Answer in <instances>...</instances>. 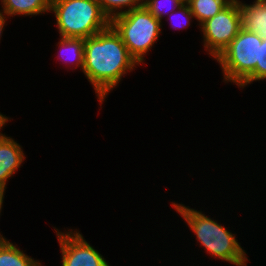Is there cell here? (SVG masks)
Instances as JSON below:
<instances>
[{
	"label": "cell",
	"instance_id": "cell-14",
	"mask_svg": "<svg viewBox=\"0 0 266 266\" xmlns=\"http://www.w3.org/2000/svg\"><path fill=\"white\" fill-rule=\"evenodd\" d=\"M97 1L99 2L103 12L109 17L110 20L117 15L128 12L134 8L143 5V0H97ZM126 7L128 9H126ZM122 8L124 11H122Z\"/></svg>",
	"mask_w": 266,
	"mask_h": 266
},
{
	"label": "cell",
	"instance_id": "cell-7",
	"mask_svg": "<svg viewBox=\"0 0 266 266\" xmlns=\"http://www.w3.org/2000/svg\"><path fill=\"white\" fill-rule=\"evenodd\" d=\"M62 252V266H110L77 231H56Z\"/></svg>",
	"mask_w": 266,
	"mask_h": 266
},
{
	"label": "cell",
	"instance_id": "cell-10",
	"mask_svg": "<svg viewBox=\"0 0 266 266\" xmlns=\"http://www.w3.org/2000/svg\"><path fill=\"white\" fill-rule=\"evenodd\" d=\"M1 4L8 16H32L49 12L51 0H1Z\"/></svg>",
	"mask_w": 266,
	"mask_h": 266
},
{
	"label": "cell",
	"instance_id": "cell-16",
	"mask_svg": "<svg viewBox=\"0 0 266 266\" xmlns=\"http://www.w3.org/2000/svg\"><path fill=\"white\" fill-rule=\"evenodd\" d=\"M264 79H266V39L262 38V43L259 45V62H257L255 70L238 87H246L253 81Z\"/></svg>",
	"mask_w": 266,
	"mask_h": 266
},
{
	"label": "cell",
	"instance_id": "cell-15",
	"mask_svg": "<svg viewBox=\"0 0 266 266\" xmlns=\"http://www.w3.org/2000/svg\"><path fill=\"white\" fill-rule=\"evenodd\" d=\"M165 3L170 5V8L166 9ZM183 4L184 2L182 0H143V6L160 21L162 20V17H164V14L169 15V13L175 11Z\"/></svg>",
	"mask_w": 266,
	"mask_h": 266
},
{
	"label": "cell",
	"instance_id": "cell-18",
	"mask_svg": "<svg viewBox=\"0 0 266 266\" xmlns=\"http://www.w3.org/2000/svg\"><path fill=\"white\" fill-rule=\"evenodd\" d=\"M3 11V12H2ZM0 10V37H1V33L3 32L2 30L4 29L5 26V22H6V17L4 16L7 15V13L4 10Z\"/></svg>",
	"mask_w": 266,
	"mask_h": 266
},
{
	"label": "cell",
	"instance_id": "cell-13",
	"mask_svg": "<svg viewBox=\"0 0 266 266\" xmlns=\"http://www.w3.org/2000/svg\"><path fill=\"white\" fill-rule=\"evenodd\" d=\"M58 44L60 47L59 55L61 58L66 59V61L65 59L63 61H65V63L72 62L71 65L75 64L76 67H80L83 70L85 39L61 37Z\"/></svg>",
	"mask_w": 266,
	"mask_h": 266
},
{
	"label": "cell",
	"instance_id": "cell-9",
	"mask_svg": "<svg viewBox=\"0 0 266 266\" xmlns=\"http://www.w3.org/2000/svg\"><path fill=\"white\" fill-rule=\"evenodd\" d=\"M242 29L266 39V0H255L253 4L239 1Z\"/></svg>",
	"mask_w": 266,
	"mask_h": 266
},
{
	"label": "cell",
	"instance_id": "cell-11",
	"mask_svg": "<svg viewBox=\"0 0 266 266\" xmlns=\"http://www.w3.org/2000/svg\"><path fill=\"white\" fill-rule=\"evenodd\" d=\"M0 266H42L41 263L29 257L16 245L6 240L0 239Z\"/></svg>",
	"mask_w": 266,
	"mask_h": 266
},
{
	"label": "cell",
	"instance_id": "cell-21",
	"mask_svg": "<svg viewBox=\"0 0 266 266\" xmlns=\"http://www.w3.org/2000/svg\"><path fill=\"white\" fill-rule=\"evenodd\" d=\"M184 3H187V2H189L190 0H182Z\"/></svg>",
	"mask_w": 266,
	"mask_h": 266
},
{
	"label": "cell",
	"instance_id": "cell-4",
	"mask_svg": "<svg viewBox=\"0 0 266 266\" xmlns=\"http://www.w3.org/2000/svg\"><path fill=\"white\" fill-rule=\"evenodd\" d=\"M162 22L143 5L111 19L110 25L120 35L130 55L138 64L161 33Z\"/></svg>",
	"mask_w": 266,
	"mask_h": 266
},
{
	"label": "cell",
	"instance_id": "cell-19",
	"mask_svg": "<svg viewBox=\"0 0 266 266\" xmlns=\"http://www.w3.org/2000/svg\"><path fill=\"white\" fill-rule=\"evenodd\" d=\"M9 121V119H8V117H5L4 115H2L1 113H0V130H1V128H3V126L6 124V122H8ZM6 135L4 134L3 135V133L1 134V132H0V139H2L3 137H5Z\"/></svg>",
	"mask_w": 266,
	"mask_h": 266
},
{
	"label": "cell",
	"instance_id": "cell-8",
	"mask_svg": "<svg viewBox=\"0 0 266 266\" xmlns=\"http://www.w3.org/2000/svg\"><path fill=\"white\" fill-rule=\"evenodd\" d=\"M24 159L19 143L7 136L0 139V187L6 189L7 180L13 176Z\"/></svg>",
	"mask_w": 266,
	"mask_h": 266
},
{
	"label": "cell",
	"instance_id": "cell-17",
	"mask_svg": "<svg viewBox=\"0 0 266 266\" xmlns=\"http://www.w3.org/2000/svg\"><path fill=\"white\" fill-rule=\"evenodd\" d=\"M176 13L177 14L180 13L181 15H179V16L183 17L182 20L185 19L183 21H186V22L183 23V24L181 22V24H182V26H181V24H179V23H178L179 25H177V23H176L177 20H176L175 23H174L175 24V26H174L173 21H172L171 22L172 23L171 27L174 26L173 28H175V29H178V27H179V29L180 28H184V27L186 28V25L189 27L190 26V22H191L190 20H191V18H194V16H193L192 12L190 11L188 4L184 3L179 8H177L175 11L171 12L170 13L171 15L169 16V18L172 16L171 18L174 19V17L177 15ZM173 15H175V16L173 17Z\"/></svg>",
	"mask_w": 266,
	"mask_h": 266
},
{
	"label": "cell",
	"instance_id": "cell-3",
	"mask_svg": "<svg viewBox=\"0 0 266 266\" xmlns=\"http://www.w3.org/2000/svg\"><path fill=\"white\" fill-rule=\"evenodd\" d=\"M60 37L86 39L110 26L97 0H51Z\"/></svg>",
	"mask_w": 266,
	"mask_h": 266
},
{
	"label": "cell",
	"instance_id": "cell-1",
	"mask_svg": "<svg viewBox=\"0 0 266 266\" xmlns=\"http://www.w3.org/2000/svg\"><path fill=\"white\" fill-rule=\"evenodd\" d=\"M136 65L138 63L111 25L85 39L82 72L93 85L100 103L118 85L122 76Z\"/></svg>",
	"mask_w": 266,
	"mask_h": 266
},
{
	"label": "cell",
	"instance_id": "cell-5",
	"mask_svg": "<svg viewBox=\"0 0 266 266\" xmlns=\"http://www.w3.org/2000/svg\"><path fill=\"white\" fill-rule=\"evenodd\" d=\"M262 38L242 29L228 47L216 58L222 68L224 81L239 86L254 70L259 62V45Z\"/></svg>",
	"mask_w": 266,
	"mask_h": 266
},
{
	"label": "cell",
	"instance_id": "cell-2",
	"mask_svg": "<svg viewBox=\"0 0 266 266\" xmlns=\"http://www.w3.org/2000/svg\"><path fill=\"white\" fill-rule=\"evenodd\" d=\"M172 206L195 233L197 241L212 255L236 266H247L246 252L237 242L235 235L202 212L183 204L172 202Z\"/></svg>",
	"mask_w": 266,
	"mask_h": 266
},
{
	"label": "cell",
	"instance_id": "cell-12",
	"mask_svg": "<svg viewBox=\"0 0 266 266\" xmlns=\"http://www.w3.org/2000/svg\"><path fill=\"white\" fill-rule=\"evenodd\" d=\"M231 1L232 0H190L187 4L194 18H196L199 25H201L224 9Z\"/></svg>",
	"mask_w": 266,
	"mask_h": 266
},
{
	"label": "cell",
	"instance_id": "cell-20",
	"mask_svg": "<svg viewBox=\"0 0 266 266\" xmlns=\"http://www.w3.org/2000/svg\"><path fill=\"white\" fill-rule=\"evenodd\" d=\"M4 192H5V189L0 187V213H1V208H2V205H3V200H4ZM1 238H4L3 235H1L0 233V239Z\"/></svg>",
	"mask_w": 266,
	"mask_h": 266
},
{
	"label": "cell",
	"instance_id": "cell-6",
	"mask_svg": "<svg viewBox=\"0 0 266 266\" xmlns=\"http://www.w3.org/2000/svg\"><path fill=\"white\" fill-rule=\"evenodd\" d=\"M200 26L204 47L216 59L242 28L239 0H232L224 9Z\"/></svg>",
	"mask_w": 266,
	"mask_h": 266
}]
</instances>
